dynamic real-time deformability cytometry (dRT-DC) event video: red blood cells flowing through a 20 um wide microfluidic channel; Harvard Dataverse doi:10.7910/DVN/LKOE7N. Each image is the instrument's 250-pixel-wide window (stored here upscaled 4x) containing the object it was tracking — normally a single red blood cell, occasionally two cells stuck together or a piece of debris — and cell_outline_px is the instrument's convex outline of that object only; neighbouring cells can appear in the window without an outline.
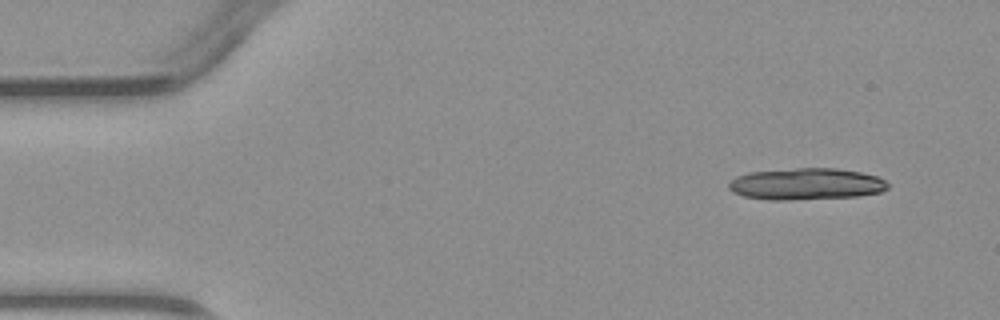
{"species": "common noctule bat (a hibernating species)", "species_latin": "Nyctalus noctula", "temperature_condition": "warm", "stored_images_in_passage": 5, "camera_frame_rate_fps": 3000, "um_per_image_px": 0.085, "animal": {"sex": "male", "body_mass_g": 23.1, "forearm_length_mm": 52.7}, "frame": {"image": 1, "passage_image": 1, "time_ms": 0.0, "image_size_px": [1000, 320], "cell_outline_px": [[888, 188], [880, 192], [860, 196], [784, 200], [768, 200], [744, 196], [732, 192], [728, 188], [728, 184], [736, 176], [748, 172], [796, 168], [836, 168], [860, 172], [876, 176], [884, 180], [888, 184]], "centroid_in_image_um": [68.5, 15.64], "position_along_channel_um": 16.5, "area_um2": 29.36}}
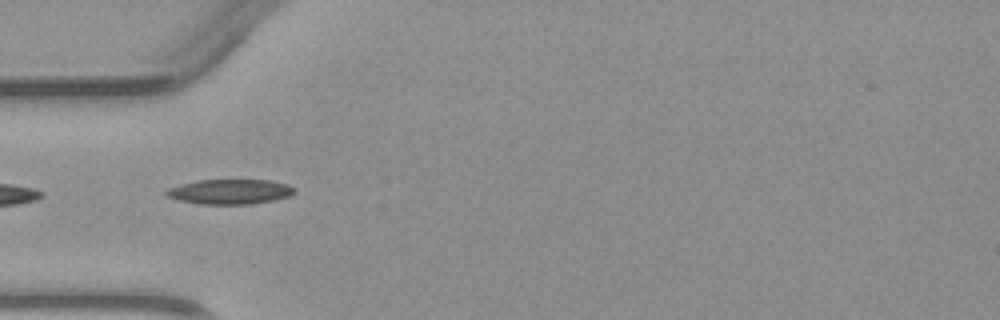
{"frame": {"image": 2, "passage_image": 4, "time_ms": 3.667, "image_size_px": [1000, 320], "cell_outline_px": [[296, 192], [288, 196], [272, 200], [252, 204], [200, 204], [180, 200], [164, 196], [164, 192], [168, 188], [180, 184], [196, 180], [268, 180], [288, 184], [296, 188]], "centroid_in_image_um": [19.52, 16.29], "position_along_channel_um": 65.5, "area_um2": 18.67}}
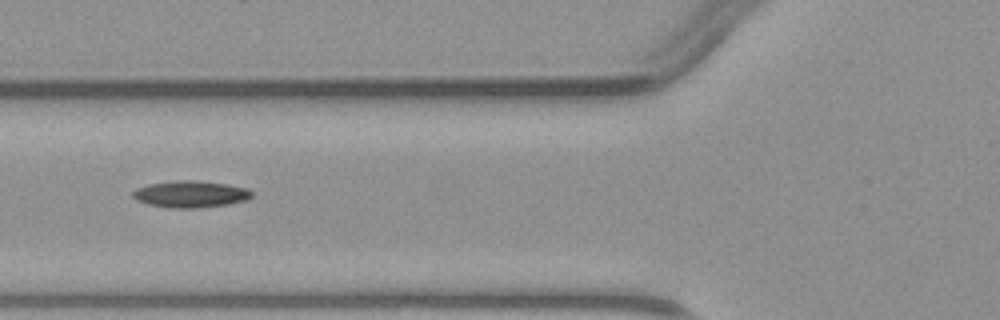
{"frame": {"image": 3, "passage_image": 5, "time_ms": 4.667, "image_size_px": [1000, 320], "cell_outline_px": [[252, 196], [248, 200], [228, 204], [200, 208], [168, 208], [148, 204], [136, 200], [132, 196], [132, 192], [136, 188], [148, 184], [184, 180], [188, 180], [224, 184], [248, 188], [252, 192]], "centroid_in_image_um": [16.19, 16.52], "position_along_channel_um": 109.6, "area_um2": 18.44}}